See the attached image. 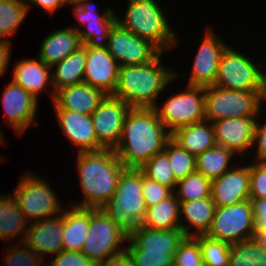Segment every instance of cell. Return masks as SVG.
Instances as JSON below:
<instances>
[{
  "mask_svg": "<svg viewBox=\"0 0 266 266\" xmlns=\"http://www.w3.org/2000/svg\"><path fill=\"white\" fill-rule=\"evenodd\" d=\"M170 138L171 133L158 119L154 108H131L124 119L115 152L125 168L140 169L164 150Z\"/></svg>",
  "mask_w": 266,
  "mask_h": 266,
  "instance_id": "6da1fadb",
  "label": "cell"
},
{
  "mask_svg": "<svg viewBox=\"0 0 266 266\" xmlns=\"http://www.w3.org/2000/svg\"><path fill=\"white\" fill-rule=\"evenodd\" d=\"M75 155L82 200L76 203L70 201V205L99 209L113 197L125 166L113 149L78 152Z\"/></svg>",
  "mask_w": 266,
  "mask_h": 266,
  "instance_id": "7a4b0ae2",
  "label": "cell"
},
{
  "mask_svg": "<svg viewBox=\"0 0 266 266\" xmlns=\"http://www.w3.org/2000/svg\"><path fill=\"white\" fill-rule=\"evenodd\" d=\"M164 54L161 52L144 64L119 67L117 84L111 95L131 108H154L160 97L163 98L162 93L176 81L175 67H168L167 62H163Z\"/></svg>",
  "mask_w": 266,
  "mask_h": 266,
  "instance_id": "3957f363",
  "label": "cell"
},
{
  "mask_svg": "<svg viewBox=\"0 0 266 266\" xmlns=\"http://www.w3.org/2000/svg\"><path fill=\"white\" fill-rule=\"evenodd\" d=\"M124 15L120 17L115 10L117 23L132 34L155 45L161 52L168 53L179 46L181 41L172 22L168 5L160 0H126ZM165 6V7H164ZM166 11V12H165ZM168 13V15H167ZM168 17V18H167Z\"/></svg>",
  "mask_w": 266,
  "mask_h": 266,
  "instance_id": "277c9868",
  "label": "cell"
},
{
  "mask_svg": "<svg viewBox=\"0 0 266 266\" xmlns=\"http://www.w3.org/2000/svg\"><path fill=\"white\" fill-rule=\"evenodd\" d=\"M101 209L129 237L143 223L147 211L142 192V171L125 168L113 197Z\"/></svg>",
  "mask_w": 266,
  "mask_h": 266,
  "instance_id": "5b68a950",
  "label": "cell"
},
{
  "mask_svg": "<svg viewBox=\"0 0 266 266\" xmlns=\"http://www.w3.org/2000/svg\"><path fill=\"white\" fill-rule=\"evenodd\" d=\"M38 175L31 171L20 175L12 191L18 208L29 223L54 216L66 207L59 198L62 195H58L48 182V176L40 178Z\"/></svg>",
  "mask_w": 266,
  "mask_h": 266,
  "instance_id": "8992f818",
  "label": "cell"
},
{
  "mask_svg": "<svg viewBox=\"0 0 266 266\" xmlns=\"http://www.w3.org/2000/svg\"><path fill=\"white\" fill-rule=\"evenodd\" d=\"M255 59L257 57L229 45L221 56L213 85L238 91H265L266 66Z\"/></svg>",
  "mask_w": 266,
  "mask_h": 266,
  "instance_id": "52a82bcc",
  "label": "cell"
},
{
  "mask_svg": "<svg viewBox=\"0 0 266 266\" xmlns=\"http://www.w3.org/2000/svg\"><path fill=\"white\" fill-rule=\"evenodd\" d=\"M205 120L235 117H258L265 106L264 91H238L217 87H204Z\"/></svg>",
  "mask_w": 266,
  "mask_h": 266,
  "instance_id": "ba28073f",
  "label": "cell"
},
{
  "mask_svg": "<svg viewBox=\"0 0 266 266\" xmlns=\"http://www.w3.org/2000/svg\"><path fill=\"white\" fill-rule=\"evenodd\" d=\"M176 92L154 106L158 119L171 134L180 127L205 120L204 87L186 85Z\"/></svg>",
  "mask_w": 266,
  "mask_h": 266,
  "instance_id": "9c48e42d",
  "label": "cell"
},
{
  "mask_svg": "<svg viewBox=\"0 0 266 266\" xmlns=\"http://www.w3.org/2000/svg\"><path fill=\"white\" fill-rule=\"evenodd\" d=\"M128 236L101 209H89V231L81 252L95 265L126 250Z\"/></svg>",
  "mask_w": 266,
  "mask_h": 266,
  "instance_id": "30bf717a",
  "label": "cell"
},
{
  "mask_svg": "<svg viewBox=\"0 0 266 266\" xmlns=\"http://www.w3.org/2000/svg\"><path fill=\"white\" fill-rule=\"evenodd\" d=\"M256 223L250 199L216 207L207 237L234 244L255 239Z\"/></svg>",
  "mask_w": 266,
  "mask_h": 266,
  "instance_id": "8fae6325",
  "label": "cell"
},
{
  "mask_svg": "<svg viewBox=\"0 0 266 266\" xmlns=\"http://www.w3.org/2000/svg\"><path fill=\"white\" fill-rule=\"evenodd\" d=\"M214 26L215 24L206 25L204 35H202L197 52L192 60L190 74L175 69V83H177V86L181 79L184 81L187 79L185 77L189 75L185 85L207 87L214 84L218 75L221 56L229 46L225 42L226 40H223L221 35L216 33L218 31L214 30Z\"/></svg>",
  "mask_w": 266,
  "mask_h": 266,
  "instance_id": "7c38bea8",
  "label": "cell"
},
{
  "mask_svg": "<svg viewBox=\"0 0 266 266\" xmlns=\"http://www.w3.org/2000/svg\"><path fill=\"white\" fill-rule=\"evenodd\" d=\"M78 23L69 27L78 32L81 44L93 48H106L109 34L117 23L115 7L104 8L100 14L94 0H77L69 3ZM87 26V27H86Z\"/></svg>",
  "mask_w": 266,
  "mask_h": 266,
  "instance_id": "4fadbf2b",
  "label": "cell"
},
{
  "mask_svg": "<svg viewBox=\"0 0 266 266\" xmlns=\"http://www.w3.org/2000/svg\"><path fill=\"white\" fill-rule=\"evenodd\" d=\"M1 99L4 122L17 136L24 135L30 126L39 127L36 117L40 102L21 86L11 80L5 86Z\"/></svg>",
  "mask_w": 266,
  "mask_h": 266,
  "instance_id": "5bb4252c",
  "label": "cell"
},
{
  "mask_svg": "<svg viewBox=\"0 0 266 266\" xmlns=\"http://www.w3.org/2000/svg\"><path fill=\"white\" fill-rule=\"evenodd\" d=\"M131 107L123 100L106 95L91 117L94 124L97 151L115 150L122 134L124 119Z\"/></svg>",
  "mask_w": 266,
  "mask_h": 266,
  "instance_id": "9a60e30c",
  "label": "cell"
},
{
  "mask_svg": "<svg viewBox=\"0 0 266 266\" xmlns=\"http://www.w3.org/2000/svg\"><path fill=\"white\" fill-rule=\"evenodd\" d=\"M107 50L119 67L139 65L154 60L161 51L116 23L110 31Z\"/></svg>",
  "mask_w": 266,
  "mask_h": 266,
  "instance_id": "2e32d148",
  "label": "cell"
},
{
  "mask_svg": "<svg viewBox=\"0 0 266 266\" xmlns=\"http://www.w3.org/2000/svg\"><path fill=\"white\" fill-rule=\"evenodd\" d=\"M257 118L235 117L211 122L216 144L231 150L241 160L246 159L244 157L248 155L250 157L253 150Z\"/></svg>",
  "mask_w": 266,
  "mask_h": 266,
  "instance_id": "e0dca14e",
  "label": "cell"
},
{
  "mask_svg": "<svg viewBox=\"0 0 266 266\" xmlns=\"http://www.w3.org/2000/svg\"><path fill=\"white\" fill-rule=\"evenodd\" d=\"M247 160L235 164L211 184V198L216 207L229 206L249 199L250 169ZM244 162V163H242Z\"/></svg>",
  "mask_w": 266,
  "mask_h": 266,
  "instance_id": "ac0fdd59",
  "label": "cell"
},
{
  "mask_svg": "<svg viewBox=\"0 0 266 266\" xmlns=\"http://www.w3.org/2000/svg\"><path fill=\"white\" fill-rule=\"evenodd\" d=\"M63 211L42 220L29 223L24 243L44 259L57 255L63 246ZM46 257V258H45Z\"/></svg>",
  "mask_w": 266,
  "mask_h": 266,
  "instance_id": "d6986e66",
  "label": "cell"
},
{
  "mask_svg": "<svg viewBox=\"0 0 266 266\" xmlns=\"http://www.w3.org/2000/svg\"><path fill=\"white\" fill-rule=\"evenodd\" d=\"M12 81L18 84L40 102V94L49 92L48 97L54 101L55 92L52 85V69L36 58H22L12 68ZM47 90V91H46Z\"/></svg>",
  "mask_w": 266,
  "mask_h": 266,
  "instance_id": "ffe728a7",
  "label": "cell"
},
{
  "mask_svg": "<svg viewBox=\"0 0 266 266\" xmlns=\"http://www.w3.org/2000/svg\"><path fill=\"white\" fill-rule=\"evenodd\" d=\"M119 66L107 48L86 45V65L83 82L111 95L117 84Z\"/></svg>",
  "mask_w": 266,
  "mask_h": 266,
  "instance_id": "44dd1931",
  "label": "cell"
},
{
  "mask_svg": "<svg viewBox=\"0 0 266 266\" xmlns=\"http://www.w3.org/2000/svg\"><path fill=\"white\" fill-rule=\"evenodd\" d=\"M54 112L61 133L71 146L76 147L75 153L97 151V139L91 115L68 110H54Z\"/></svg>",
  "mask_w": 266,
  "mask_h": 266,
  "instance_id": "7402d4cb",
  "label": "cell"
},
{
  "mask_svg": "<svg viewBox=\"0 0 266 266\" xmlns=\"http://www.w3.org/2000/svg\"><path fill=\"white\" fill-rule=\"evenodd\" d=\"M105 96L102 90L81 82L58 90L52 102L53 110L76 111L92 115Z\"/></svg>",
  "mask_w": 266,
  "mask_h": 266,
  "instance_id": "603a6c76",
  "label": "cell"
},
{
  "mask_svg": "<svg viewBox=\"0 0 266 266\" xmlns=\"http://www.w3.org/2000/svg\"><path fill=\"white\" fill-rule=\"evenodd\" d=\"M185 237L181 229L151 230L139 225L128 237L126 249L174 255Z\"/></svg>",
  "mask_w": 266,
  "mask_h": 266,
  "instance_id": "cb8c5ba5",
  "label": "cell"
},
{
  "mask_svg": "<svg viewBox=\"0 0 266 266\" xmlns=\"http://www.w3.org/2000/svg\"><path fill=\"white\" fill-rule=\"evenodd\" d=\"M82 44L78 32L72 28L61 27L48 33L40 44L37 57L49 67L63 61Z\"/></svg>",
  "mask_w": 266,
  "mask_h": 266,
  "instance_id": "d4e9b609",
  "label": "cell"
},
{
  "mask_svg": "<svg viewBox=\"0 0 266 266\" xmlns=\"http://www.w3.org/2000/svg\"><path fill=\"white\" fill-rule=\"evenodd\" d=\"M211 197L180 202V226L186 236L205 235L215 211ZM195 230V231H194Z\"/></svg>",
  "mask_w": 266,
  "mask_h": 266,
  "instance_id": "484cf974",
  "label": "cell"
},
{
  "mask_svg": "<svg viewBox=\"0 0 266 266\" xmlns=\"http://www.w3.org/2000/svg\"><path fill=\"white\" fill-rule=\"evenodd\" d=\"M171 138L195 157L216 145L213 125L207 120L180 127Z\"/></svg>",
  "mask_w": 266,
  "mask_h": 266,
  "instance_id": "4316f807",
  "label": "cell"
},
{
  "mask_svg": "<svg viewBox=\"0 0 266 266\" xmlns=\"http://www.w3.org/2000/svg\"><path fill=\"white\" fill-rule=\"evenodd\" d=\"M29 222L18 208L11 192L0 194V241L12 243L15 238L18 243L24 241ZM19 236V237H18Z\"/></svg>",
  "mask_w": 266,
  "mask_h": 266,
  "instance_id": "83f0119b",
  "label": "cell"
},
{
  "mask_svg": "<svg viewBox=\"0 0 266 266\" xmlns=\"http://www.w3.org/2000/svg\"><path fill=\"white\" fill-rule=\"evenodd\" d=\"M89 231V208L69 205L63 209V246L67 251H81Z\"/></svg>",
  "mask_w": 266,
  "mask_h": 266,
  "instance_id": "f1b7e54d",
  "label": "cell"
},
{
  "mask_svg": "<svg viewBox=\"0 0 266 266\" xmlns=\"http://www.w3.org/2000/svg\"><path fill=\"white\" fill-rule=\"evenodd\" d=\"M86 65V45L82 44L52 69V85L58 90L83 82Z\"/></svg>",
  "mask_w": 266,
  "mask_h": 266,
  "instance_id": "f546056e",
  "label": "cell"
},
{
  "mask_svg": "<svg viewBox=\"0 0 266 266\" xmlns=\"http://www.w3.org/2000/svg\"><path fill=\"white\" fill-rule=\"evenodd\" d=\"M180 202L175 193L156 205L147 207L141 226L151 230L181 229Z\"/></svg>",
  "mask_w": 266,
  "mask_h": 266,
  "instance_id": "4dcf8cb0",
  "label": "cell"
},
{
  "mask_svg": "<svg viewBox=\"0 0 266 266\" xmlns=\"http://www.w3.org/2000/svg\"><path fill=\"white\" fill-rule=\"evenodd\" d=\"M238 159L234 152L216 144L196 157V171L212 181L237 164Z\"/></svg>",
  "mask_w": 266,
  "mask_h": 266,
  "instance_id": "1f68e13d",
  "label": "cell"
},
{
  "mask_svg": "<svg viewBox=\"0 0 266 266\" xmlns=\"http://www.w3.org/2000/svg\"><path fill=\"white\" fill-rule=\"evenodd\" d=\"M29 15L26 3L0 0V41L11 40Z\"/></svg>",
  "mask_w": 266,
  "mask_h": 266,
  "instance_id": "d6a6232c",
  "label": "cell"
},
{
  "mask_svg": "<svg viewBox=\"0 0 266 266\" xmlns=\"http://www.w3.org/2000/svg\"><path fill=\"white\" fill-rule=\"evenodd\" d=\"M229 266H266V250L256 239L231 244Z\"/></svg>",
  "mask_w": 266,
  "mask_h": 266,
  "instance_id": "836d02e7",
  "label": "cell"
},
{
  "mask_svg": "<svg viewBox=\"0 0 266 266\" xmlns=\"http://www.w3.org/2000/svg\"><path fill=\"white\" fill-rule=\"evenodd\" d=\"M211 184L210 179L195 171L177 182L174 193L179 202L204 199L211 197Z\"/></svg>",
  "mask_w": 266,
  "mask_h": 266,
  "instance_id": "e575fe53",
  "label": "cell"
},
{
  "mask_svg": "<svg viewBox=\"0 0 266 266\" xmlns=\"http://www.w3.org/2000/svg\"><path fill=\"white\" fill-rule=\"evenodd\" d=\"M169 158L170 168L178 182L196 171V157L170 138L163 150Z\"/></svg>",
  "mask_w": 266,
  "mask_h": 266,
  "instance_id": "d590c367",
  "label": "cell"
},
{
  "mask_svg": "<svg viewBox=\"0 0 266 266\" xmlns=\"http://www.w3.org/2000/svg\"><path fill=\"white\" fill-rule=\"evenodd\" d=\"M140 170L145 176L175 191L177 181L170 168L168 155L164 151L151 157Z\"/></svg>",
  "mask_w": 266,
  "mask_h": 266,
  "instance_id": "8d00e7d4",
  "label": "cell"
},
{
  "mask_svg": "<svg viewBox=\"0 0 266 266\" xmlns=\"http://www.w3.org/2000/svg\"><path fill=\"white\" fill-rule=\"evenodd\" d=\"M199 241L204 266H229L231 244L206 235L194 236Z\"/></svg>",
  "mask_w": 266,
  "mask_h": 266,
  "instance_id": "74e56055",
  "label": "cell"
},
{
  "mask_svg": "<svg viewBox=\"0 0 266 266\" xmlns=\"http://www.w3.org/2000/svg\"><path fill=\"white\" fill-rule=\"evenodd\" d=\"M17 243V244H15ZM10 243L3 249V254L0 266H46L47 259H44L37 254L32 248L28 247L24 242L18 244ZM4 259V260H3Z\"/></svg>",
  "mask_w": 266,
  "mask_h": 266,
  "instance_id": "f35d334b",
  "label": "cell"
},
{
  "mask_svg": "<svg viewBox=\"0 0 266 266\" xmlns=\"http://www.w3.org/2000/svg\"><path fill=\"white\" fill-rule=\"evenodd\" d=\"M174 266H204L199 241L186 236L173 256Z\"/></svg>",
  "mask_w": 266,
  "mask_h": 266,
  "instance_id": "ab89813d",
  "label": "cell"
},
{
  "mask_svg": "<svg viewBox=\"0 0 266 266\" xmlns=\"http://www.w3.org/2000/svg\"><path fill=\"white\" fill-rule=\"evenodd\" d=\"M133 266H174V255L146 252L144 249H126Z\"/></svg>",
  "mask_w": 266,
  "mask_h": 266,
  "instance_id": "60d3db41",
  "label": "cell"
},
{
  "mask_svg": "<svg viewBox=\"0 0 266 266\" xmlns=\"http://www.w3.org/2000/svg\"><path fill=\"white\" fill-rule=\"evenodd\" d=\"M250 169L249 199L266 198V163H258L248 159Z\"/></svg>",
  "mask_w": 266,
  "mask_h": 266,
  "instance_id": "b9f144b4",
  "label": "cell"
},
{
  "mask_svg": "<svg viewBox=\"0 0 266 266\" xmlns=\"http://www.w3.org/2000/svg\"><path fill=\"white\" fill-rule=\"evenodd\" d=\"M142 192L147 207L156 205L167 197H170L174 191L155 180L145 176L142 172Z\"/></svg>",
  "mask_w": 266,
  "mask_h": 266,
  "instance_id": "7bdbcfd3",
  "label": "cell"
},
{
  "mask_svg": "<svg viewBox=\"0 0 266 266\" xmlns=\"http://www.w3.org/2000/svg\"><path fill=\"white\" fill-rule=\"evenodd\" d=\"M265 107L266 105L264 106V108H262L256 121L254 144L252 148L253 150L249 157V160L252 159L253 161L258 163H266V119L264 121V118H266L264 117V115H266ZM251 155H253L254 158Z\"/></svg>",
  "mask_w": 266,
  "mask_h": 266,
  "instance_id": "ee69618b",
  "label": "cell"
},
{
  "mask_svg": "<svg viewBox=\"0 0 266 266\" xmlns=\"http://www.w3.org/2000/svg\"><path fill=\"white\" fill-rule=\"evenodd\" d=\"M46 266H96L88 259L81 251H67L54 255L53 258H48Z\"/></svg>",
  "mask_w": 266,
  "mask_h": 266,
  "instance_id": "f6af8a7d",
  "label": "cell"
},
{
  "mask_svg": "<svg viewBox=\"0 0 266 266\" xmlns=\"http://www.w3.org/2000/svg\"><path fill=\"white\" fill-rule=\"evenodd\" d=\"M69 2L67 0H29L27 3L29 12L31 11L32 6H35L41 9L45 14L53 15L55 12L60 9L66 8Z\"/></svg>",
  "mask_w": 266,
  "mask_h": 266,
  "instance_id": "bcb514c9",
  "label": "cell"
},
{
  "mask_svg": "<svg viewBox=\"0 0 266 266\" xmlns=\"http://www.w3.org/2000/svg\"><path fill=\"white\" fill-rule=\"evenodd\" d=\"M256 223L255 234H266V198L250 199Z\"/></svg>",
  "mask_w": 266,
  "mask_h": 266,
  "instance_id": "7dc6e473",
  "label": "cell"
},
{
  "mask_svg": "<svg viewBox=\"0 0 266 266\" xmlns=\"http://www.w3.org/2000/svg\"><path fill=\"white\" fill-rule=\"evenodd\" d=\"M13 42L0 41V78L5 77L9 69Z\"/></svg>",
  "mask_w": 266,
  "mask_h": 266,
  "instance_id": "c3c4849f",
  "label": "cell"
},
{
  "mask_svg": "<svg viewBox=\"0 0 266 266\" xmlns=\"http://www.w3.org/2000/svg\"><path fill=\"white\" fill-rule=\"evenodd\" d=\"M96 266H133V264L129 254L125 250L120 254L106 258L102 262L97 263Z\"/></svg>",
  "mask_w": 266,
  "mask_h": 266,
  "instance_id": "681fc988",
  "label": "cell"
},
{
  "mask_svg": "<svg viewBox=\"0 0 266 266\" xmlns=\"http://www.w3.org/2000/svg\"><path fill=\"white\" fill-rule=\"evenodd\" d=\"M255 239L266 250V234H255Z\"/></svg>",
  "mask_w": 266,
  "mask_h": 266,
  "instance_id": "f907efd6",
  "label": "cell"
},
{
  "mask_svg": "<svg viewBox=\"0 0 266 266\" xmlns=\"http://www.w3.org/2000/svg\"><path fill=\"white\" fill-rule=\"evenodd\" d=\"M2 125L0 124V145L2 146L3 145H6V141H5V137H4V133H3V130H2Z\"/></svg>",
  "mask_w": 266,
  "mask_h": 266,
  "instance_id": "816d5d0a",
  "label": "cell"
},
{
  "mask_svg": "<svg viewBox=\"0 0 266 266\" xmlns=\"http://www.w3.org/2000/svg\"><path fill=\"white\" fill-rule=\"evenodd\" d=\"M11 1H16V2H19V3H28L29 0H11Z\"/></svg>",
  "mask_w": 266,
  "mask_h": 266,
  "instance_id": "f5cc1de1",
  "label": "cell"
},
{
  "mask_svg": "<svg viewBox=\"0 0 266 266\" xmlns=\"http://www.w3.org/2000/svg\"><path fill=\"white\" fill-rule=\"evenodd\" d=\"M264 94H266V69H265V91Z\"/></svg>",
  "mask_w": 266,
  "mask_h": 266,
  "instance_id": "db71d44e",
  "label": "cell"
},
{
  "mask_svg": "<svg viewBox=\"0 0 266 266\" xmlns=\"http://www.w3.org/2000/svg\"><path fill=\"white\" fill-rule=\"evenodd\" d=\"M69 3L76 2L77 0H67Z\"/></svg>",
  "mask_w": 266,
  "mask_h": 266,
  "instance_id": "11a10c76",
  "label": "cell"
},
{
  "mask_svg": "<svg viewBox=\"0 0 266 266\" xmlns=\"http://www.w3.org/2000/svg\"><path fill=\"white\" fill-rule=\"evenodd\" d=\"M264 102H265V105H266V94H264Z\"/></svg>",
  "mask_w": 266,
  "mask_h": 266,
  "instance_id": "9f6ffc18",
  "label": "cell"
}]
</instances>
